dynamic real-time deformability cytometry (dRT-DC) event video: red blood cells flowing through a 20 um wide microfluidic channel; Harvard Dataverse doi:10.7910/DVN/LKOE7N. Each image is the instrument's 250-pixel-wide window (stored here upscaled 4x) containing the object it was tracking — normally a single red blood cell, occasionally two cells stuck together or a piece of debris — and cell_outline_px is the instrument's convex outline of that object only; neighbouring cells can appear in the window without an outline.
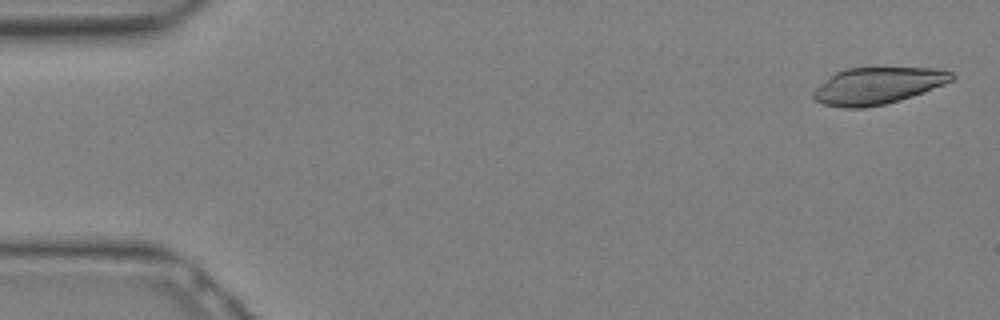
{"species": "Egyptian fruit bat (a non-hibernating species)", "species_latin": "Rousettus aegyptiacus", "temperature_condition": "warm", "stored_images_in_passage": 14, "camera_frame_rate_fps": 3000, "um_per_image_px": 0.085, "animal": {"sex": "female"}, "frame": {"image": 1, "passage_image": 1, "time_ms": 0.0, "image_size_px": [1000, 320], "cell_outline_px": [[956, 76], [952, 80], [944, 84], [924, 92], [900, 100], [884, 104], [864, 108], [844, 108], [824, 104], [816, 100], [812, 96], [812, 92], [820, 84], [836, 72], [844, 68], [940, 68], [952, 72]], "centroid_in_image_um": [74.61, 7.28], "position_along_channel_um": 10.4, "area_um2": 29.59}}
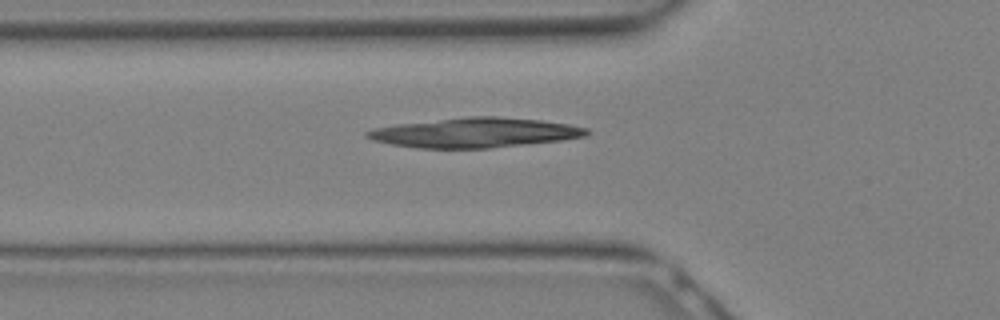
{"frame": {"image": 2, "passage_image": 10, "time_ms": 3.0, "image_size_px": [1000, 320], "cell_outline_px": [[592, 132], [584, 136], [560, 140], [488, 148], [416, 148], [392, 144], [372, 140], [364, 136], [364, 132], [372, 128], [396, 124], [472, 116], [496, 116], [540, 120], [568, 124], [588, 128]], "centroid_in_image_um": [40.32, 11.27], "position_along_channel_um": 85.5, "area_um2": 37.86}}
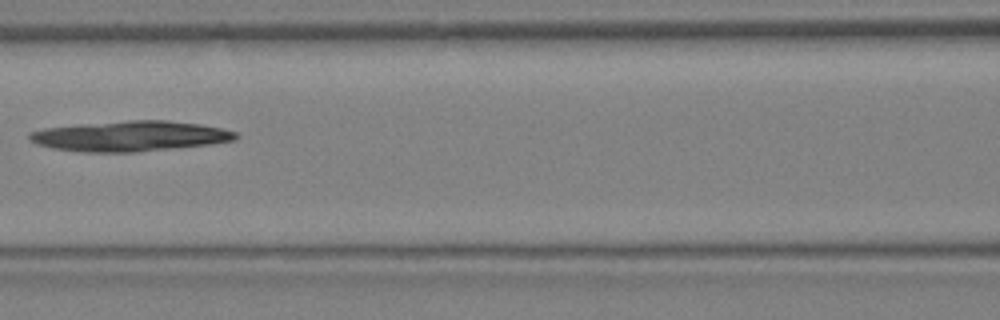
{"frame": {"image": 3, "passage_image": 13, "time_ms": 4.0, "image_size_px": [1000, 320], "cell_outline_px": [[240, 136], [236, 140], [208, 144], [176, 148], [136, 152], [84, 152], [52, 148], [36, 144], [28, 140], [28, 132], [44, 128], [80, 124], [128, 120], [168, 120], [200, 124], [220, 128], [236, 132]], "centroid_in_image_um": [11.03, 11.57], "position_along_channel_um": 155.6, "area_um2": 36.59}}